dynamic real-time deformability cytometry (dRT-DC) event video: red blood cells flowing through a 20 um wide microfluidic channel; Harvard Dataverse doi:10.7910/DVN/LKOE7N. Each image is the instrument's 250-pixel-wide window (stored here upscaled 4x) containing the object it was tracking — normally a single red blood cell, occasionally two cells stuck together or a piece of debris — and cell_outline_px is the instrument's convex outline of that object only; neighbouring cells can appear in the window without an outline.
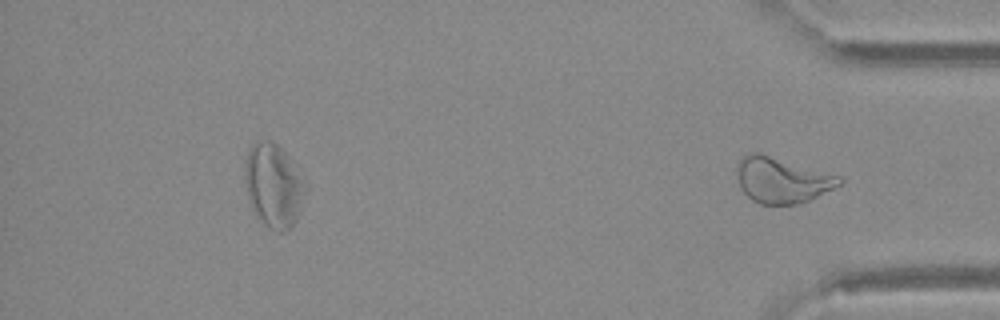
{"species": "Egyptian fruit bat (a non-hibernating species)", "species_latin": "Rousettus aegyptiacus", "temperature_condition": "warm", "stored_images_in_passage": 33, "segment_of_instrument_passage": [2, 2], "camera_frame_rate_fps": 3000, "um_per_image_px": 0.085, "animal": {"sex": "female"}, "frame": {"image": 1, "passage_image": 33, "time_ms": 10.667, "image_size_px": [1000, 320], "cell_outline_px": [[844, 180], [840, 184], [808, 200], [796, 204], [760, 204], [752, 200], [740, 188], [736, 172], [736, 164], [744, 156], [752, 152], [760, 152], [840, 176]], "centroid_in_image_um": [66.42, 15.29], "position_along_channel_um": 368.8, "area_um2": 27.05}}